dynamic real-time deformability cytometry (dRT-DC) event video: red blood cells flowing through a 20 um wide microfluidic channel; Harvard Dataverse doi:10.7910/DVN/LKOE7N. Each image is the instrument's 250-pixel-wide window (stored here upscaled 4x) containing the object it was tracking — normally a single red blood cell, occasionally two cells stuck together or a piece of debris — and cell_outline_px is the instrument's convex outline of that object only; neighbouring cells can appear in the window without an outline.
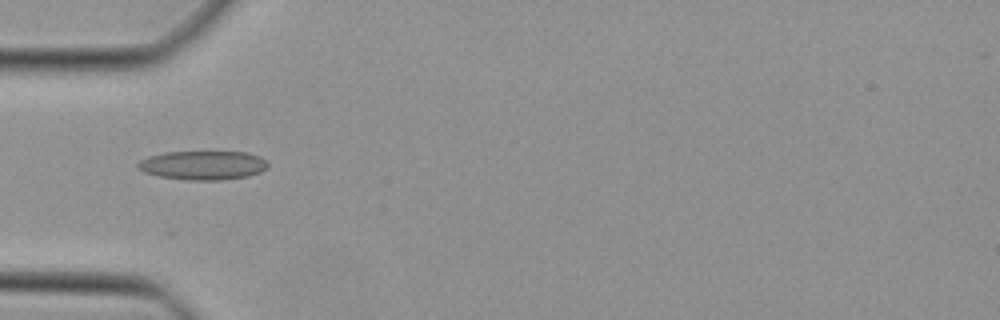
{"species": "Egyptian fruit bat (a non-hibernating species)", "species_latin": "Rousettus aegyptiacus", "temperature_condition": "cold", "stored_images_in_passage": 9, "camera_frame_rate_fps": 3000, "um_per_image_px": 0.085, "animal": {"sex": "female"}, "frame": {"image": 1, "passage_image": 1, "time_ms": 0.0, "image_size_px": [1000, 320], "cell_outline_px": [[268, 168], [260, 172], [248, 176], [220, 180], [188, 180], [160, 176], [144, 172], [136, 168], [136, 164], [140, 160], [148, 156], [164, 152], [248, 152], [260, 156], [268, 164]], "centroid_in_image_um": [17.24, 14.04], "position_along_channel_um": 67.8, "area_um2": 22.02}}
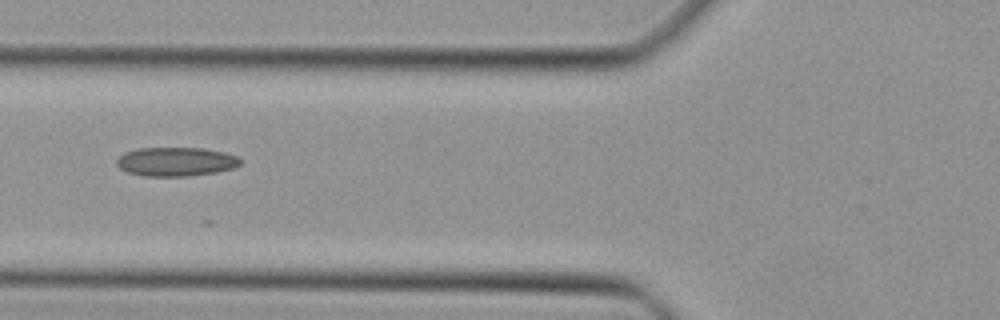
{"frame": {"image": 2, "passage_image": 4, "time_ms": 1.0, "image_size_px": [1000, 320], "cell_outline_px": [[240, 164], [232, 168], [216, 172], [184, 176], [144, 176], [128, 172], [120, 168], [116, 164], [116, 160], [124, 152], [136, 148], [204, 148], [224, 152], [240, 156]], "centroid_in_image_um": [14.94, 13.73], "position_along_channel_um": 110.9, "area_um2": 20.87}}